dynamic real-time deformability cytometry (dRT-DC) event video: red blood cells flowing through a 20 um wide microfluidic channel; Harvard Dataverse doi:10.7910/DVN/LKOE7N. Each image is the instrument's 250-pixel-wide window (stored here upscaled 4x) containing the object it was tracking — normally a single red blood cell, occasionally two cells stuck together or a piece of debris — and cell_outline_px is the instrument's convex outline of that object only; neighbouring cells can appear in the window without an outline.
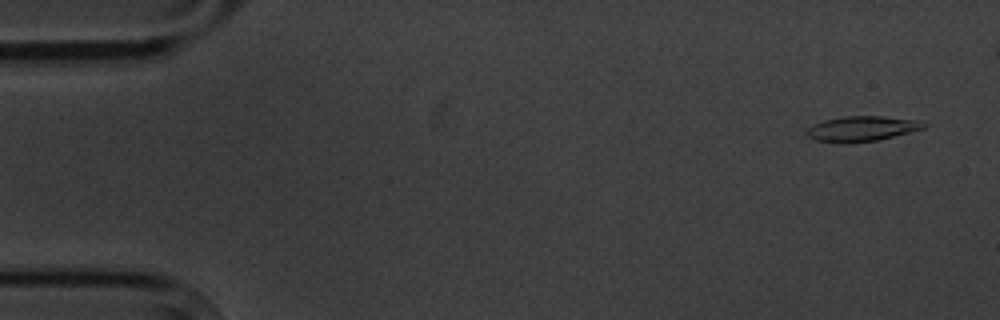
{"species": "common noctule bat (a hibernating species)", "species_latin": "Nyctalus noctula", "temperature_condition": "cold", "stored_images_in_passage": 10, "camera_frame_rate_fps": 3000, "um_per_image_px": 0.085, "animal": {"sex": "male", "body_mass_g": 20.1, "forearm_length_mm": 53.5}, "frame": {"image": 1, "passage_image": 1, "time_ms": 0.0, "image_size_px": [1000, 320], "cell_outline_px": [[924, 128], [876, 140], [848, 144], [840, 144], [816, 140], [808, 136], [808, 128], [824, 120], [844, 116], [880, 116], [916, 120], [924, 124]], "centroid_in_image_um": [73.19, 10.95], "position_along_channel_um": 11.8, "area_um2": 16.82}}
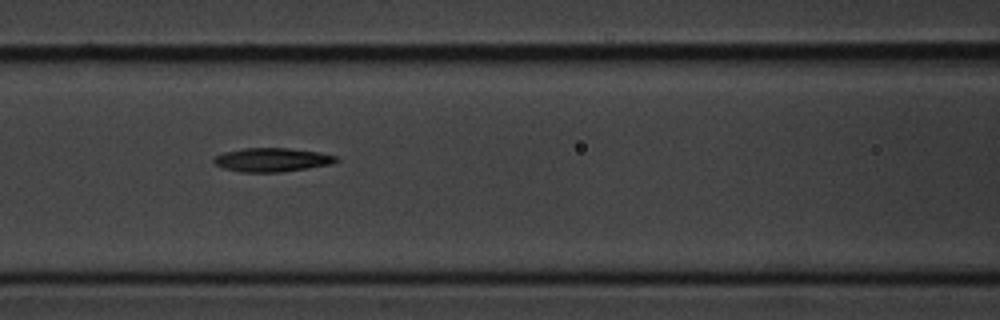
{"frame": {"image": 2, "passage_image": 7, "time_ms": 7.0, "image_size_px": [1000, 320], "cell_outline_px": [[340, 160], [332, 164], [308, 168], [280, 172], [240, 172], [224, 168], [216, 164], [212, 160], [216, 156], [224, 152], [244, 148], [288, 148], [320, 152], [336, 156]], "centroid_in_image_um": [23.15, 13.58], "position_along_channel_um": 143.5, "area_um2": 16.94}}
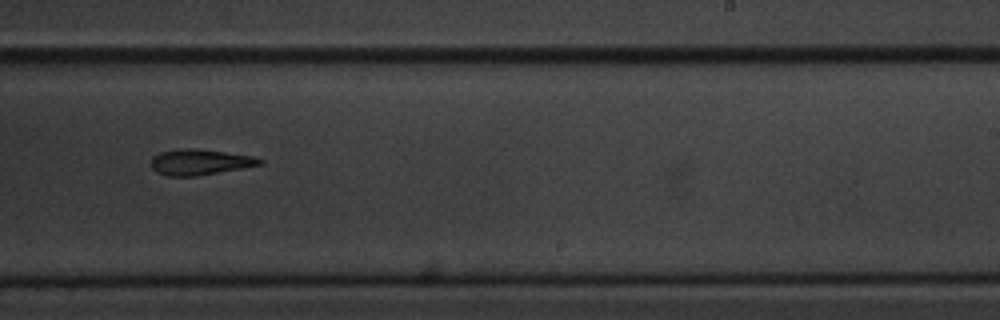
{"frame": {"image": 3, "passage_image": 10, "time_ms": 10.667, "image_size_px": [1000, 320], "cell_outline_px": [[264, 164], [196, 176], [168, 176], [156, 172], [152, 168], [152, 156], [160, 152], [176, 148], [196, 148], [252, 156], [264, 160]], "centroid_in_image_um": [16.96, 13.77], "position_along_channel_um": 272.0, "area_um2": 16.3}}